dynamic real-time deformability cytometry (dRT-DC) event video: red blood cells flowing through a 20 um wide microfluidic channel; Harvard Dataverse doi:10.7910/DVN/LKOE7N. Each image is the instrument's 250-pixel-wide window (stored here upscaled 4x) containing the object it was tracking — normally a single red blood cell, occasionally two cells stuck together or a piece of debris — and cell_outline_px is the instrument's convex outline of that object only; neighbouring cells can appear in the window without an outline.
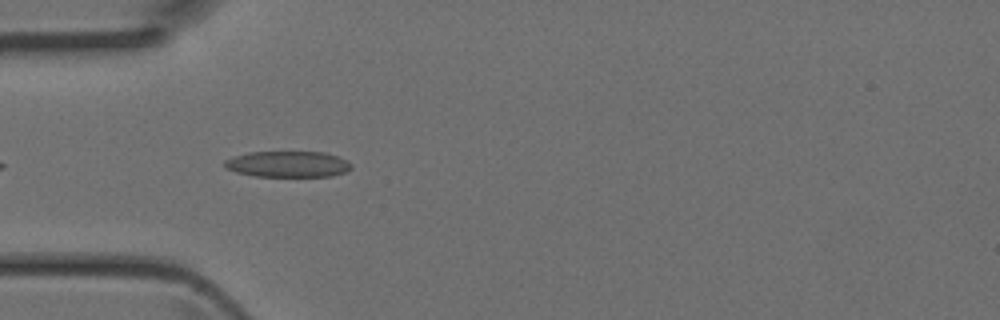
{"species": "Egyptian fruit bat (a non-hibernating species)", "species_latin": "Rousettus aegyptiacus", "temperature_condition": "room temperature", "stored_images_in_passage": 34, "camera_frame_rate_fps": 3000, "um_per_image_px": 0.085, "animal": {"sex": "female"}, "frame": {"image": 1, "passage_image": 3, "time_ms": 0.667, "image_size_px": [1000, 320], "cell_outline_px": [[352, 168], [344, 172], [332, 176], [256, 176], [236, 172], [224, 168], [224, 160], [232, 156], [248, 152], [324, 152], [336, 156], [352, 164]], "centroid_in_image_um": [24.42, 13.95], "position_along_channel_um": 60.6, "area_um2": 19.19}}
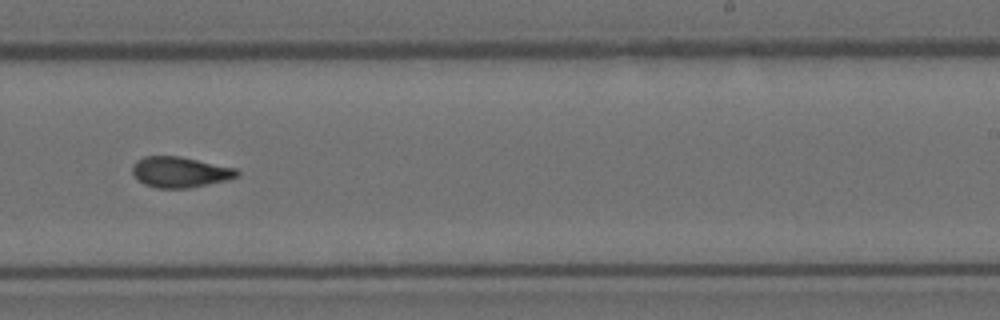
{"frame": {"image": 2, "passage_image": 17, "time_ms": 5.333, "image_size_px": [1000, 320], "cell_outline_px": [[240, 176], [228, 180], [188, 188], [156, 188], [144, 184], [136, 180], [132, 172], [132, 164], [136, 160], [144, 156], [180, 156], [236, 168], [240, 172]], "centroid_in_image_um": [15.29, 14.63], "position_along_channel_um": 273.7, "area_um2": 18.96}}
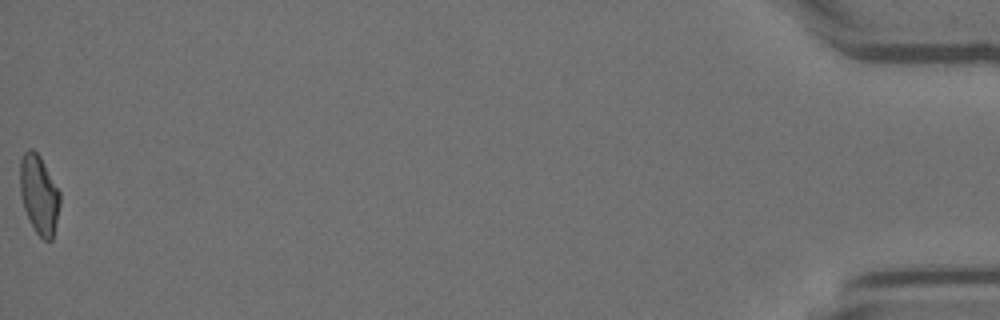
{"frame": {"image": 3, "passage_image": 34, "time_ms": 11.0, "image_size_px": [1000, 320], "cell_outline_px": [[60, 204], [52, 240], [44, 240], [36, 232], [24, 208], [20, 196], [20, 160], [24, 152], [28, 148], [32, 148], [40, 156], [60, 192]], "centroid_in_image_um": [3.31, 16.5], "position_along_channel_um": 431.9, "area_um2": 18.21}}